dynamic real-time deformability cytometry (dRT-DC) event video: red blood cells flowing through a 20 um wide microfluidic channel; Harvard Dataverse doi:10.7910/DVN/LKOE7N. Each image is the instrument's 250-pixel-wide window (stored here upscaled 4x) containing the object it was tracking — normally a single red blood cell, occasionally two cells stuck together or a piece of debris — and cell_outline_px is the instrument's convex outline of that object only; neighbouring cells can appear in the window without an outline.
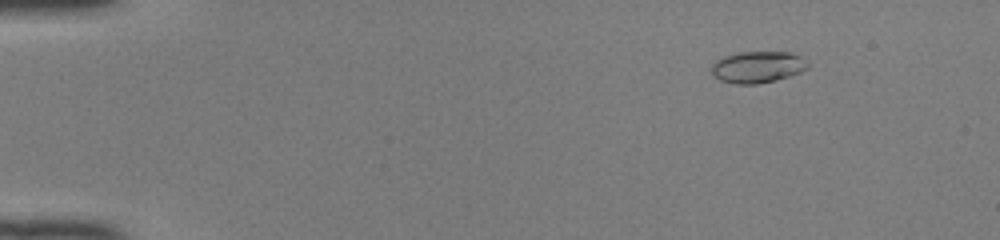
{"species": "common noctule bat (a hibernating species)", "species_latin": "Nyctalus noctula", "temperature_condition": "room temperature", "stored_images_in_passage": 50, "camera_frame_rate_fps": 3000, "um_per_image_px": 0.085, "animal": {"sex": "female", "body_mass_g": 22.0, "forearm_length_mm": 56.7}, "frame": {"image": 1, "passage_image": 7, "time_ms": 2.0, "image_size_px": [1000, 240], "cell_outline_px": [[808, 68], [800, 72], [776, 80], [756, 84], [736, 84], [720, 80], [712, 76], [712, 64], [716, 60], [724, 56], [736, 52], [792, 52], [800, 56], [808, 64]], "centroid_in_image_um": [64.37, 5.69], "position_along_channel_um": 20.6, "area_um2": 17.74}}
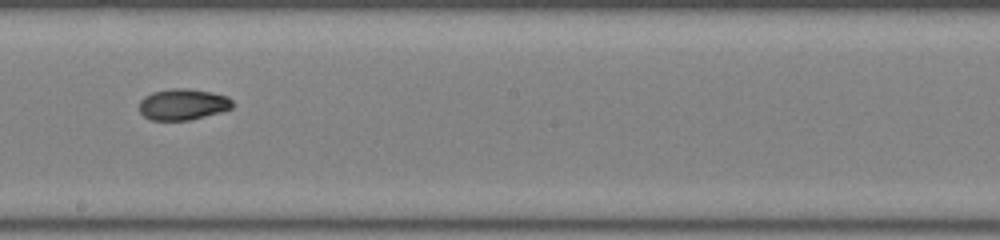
{"frame": {"image": 2, "passage_image": 30, "time_ms": 9.667, "image_size_px": [1000, 240], "cell_outline_px": [[232, 108], [220, 112], [188, 120], [152, 120], [144, 116], [140, 112], [140, 100], [144, 96], [152, 92], [172, 88], [188, 88], [212, 92], [228, 96], [232, 100]], "centroid_in_image_um": [15.54, 8.86], "position_along_channel_um": 232.7, "area_um2": 16.94}}
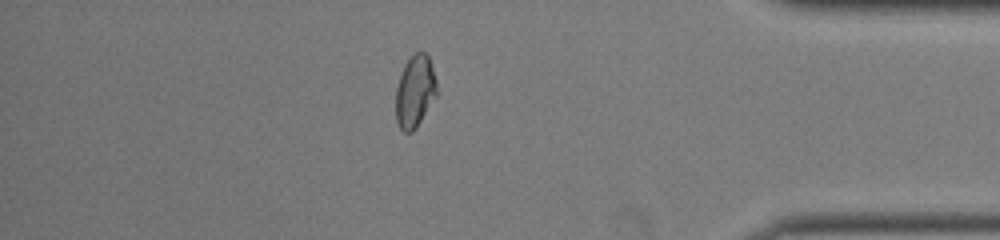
{"frame": {"image": 3, "passage_image": 44, "time_ms": 14.333, "image_size_px": [1000, 240], "cell_outline_px": [[436, 96], [416, 128], [412, 132], [404, 132], [400, 128], [396, 120], [396, 88], [404, 64], [416, 52], [424, 52], [428, 56], [436, 80]], "centroid_in_image_um": [35.26, 7.79], "position_along_channel_um": 399.9, "area_um2": 16.99}, "authors_computed_cell_mechanics": {"area_um2": 17.2822, "velocity_mm_per_s": 4.1511, "shape_relaxation_time_tau1_ms": null, "shape_relaxation_time_tau2_ms": 1.6448, "deformation_change_tau1": null, "deformation_change_tau2": 0.0489}}